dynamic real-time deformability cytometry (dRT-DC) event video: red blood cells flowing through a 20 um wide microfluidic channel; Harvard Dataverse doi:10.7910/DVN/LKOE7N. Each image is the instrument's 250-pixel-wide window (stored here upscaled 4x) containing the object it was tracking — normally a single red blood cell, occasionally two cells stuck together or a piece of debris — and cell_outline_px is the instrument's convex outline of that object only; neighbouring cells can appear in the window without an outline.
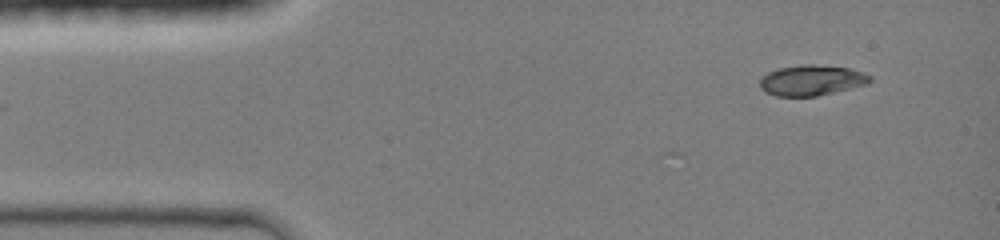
{"species": "common noctule bat (a hibernating species)", "species_latin": "Nyctalus noctula", "temperature_condition": "room temperature", "stored_images_in_passage": 15, "camera_frame_rate_fps": 3000, "um_per_image_px": 0.085, "animal": {"sex": "female", "body_mass_g": 19.0, "forearm_length_mm": 51.5}, "frame": {"image": 1, "passage_image": 1, "time_ms": 0.0, "image_size_px": [1000, 240], "cell_outline_px": [[872, 80], [864, 84], [816, 96], [776, 96], [764, 92], [760, 88], [760, 80], [768, 72], [780, 68], [800, 64], [812, 64], [848, 68], [864, 72], [872, 76]], "centroid_in_image_um": [68.95, 6.82], "position_along_channel_um": 16.0, "area_um2": 19.36}}
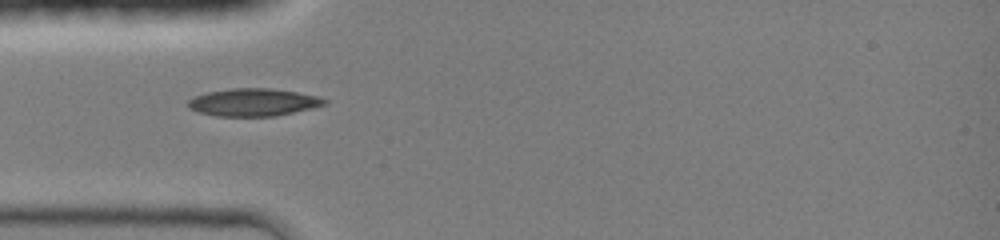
{"frame": {"image": 2, "passage_image": 10, "time_ms": 3.0, "image_size_px": [1000, 240], "cell_outline_px": [[328, 100], [324, 104], [312, 108], [276, 116], [216, 116], [200, 112], [188, 108], [188, 100], [196, 96], [208, 92], [232, 88], [268, 88], [296, 92], [320, 96]], "centroid_in_image_um": [21.54, 8.69], "position_along_channel_um": 63.5, "area_um2": 21.79}}
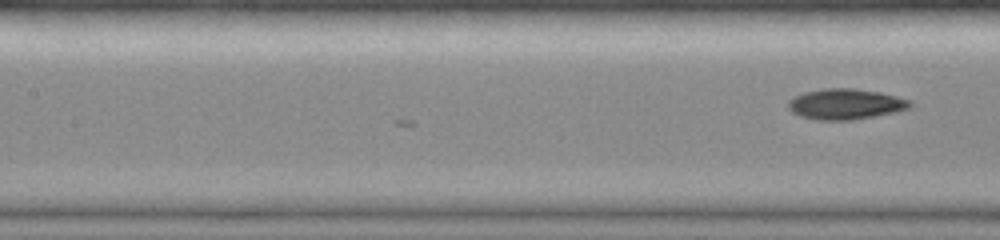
{"frame": {"image": 3, "passage_image": 15, "time_ms": 4.667, "image_size_px": [1000, 240], "cell_outline_px": [[912, 108], [896, 112], [852, 120], [816, 120], [800, 116], [792, 112], [788, 108], [788, 100], [804, 92], [824, 88], [852, 88], [880, 92], [896, 96], [908, 100], [912, 104]], "centroid_in_image_um": [71.86, 8.85], "position_along_channel_um": 135.5, "area_um2": 21.79}}